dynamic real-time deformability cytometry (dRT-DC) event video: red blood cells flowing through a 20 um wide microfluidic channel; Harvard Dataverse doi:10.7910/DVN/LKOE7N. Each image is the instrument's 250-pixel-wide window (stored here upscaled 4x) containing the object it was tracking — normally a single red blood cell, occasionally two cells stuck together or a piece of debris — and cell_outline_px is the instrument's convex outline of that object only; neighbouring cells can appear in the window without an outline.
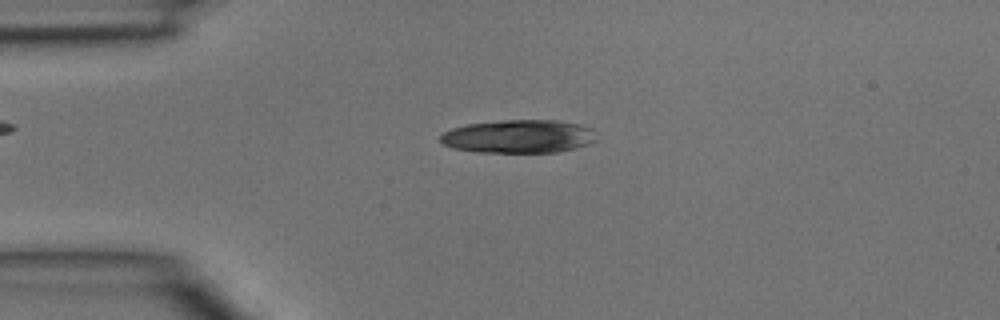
{"species": "common noctule bat (a hibernating species)", "species_latin": "Nyctalus noctula", "temperature_condition": "room temperature", "stored_images_in_passage": 43, "camera_frame_rate_fps": 3000, "um_per_image_px": 0.085, "animal": {"sex": "male", "body_mass_g": 15.6}, "frame": {"image": 1, "passage_image": 9, "time_ms": 2.667, "image_size_px": [1000, 320], "cell_outline_px": [[596, 140], [588, 144], [576, 148], [556, 152], [476, 152], [452, 148], [444, 144], [440, 140], [440, 136], [444, 132], [452, 128], [468, 124], [500, 120], [560, 120], [580, 124], [592, 128]], "centroid_in_image_um": [44.09, 11.59], "position_along_channel_um": 40.9, "area_um2": 30.35}}